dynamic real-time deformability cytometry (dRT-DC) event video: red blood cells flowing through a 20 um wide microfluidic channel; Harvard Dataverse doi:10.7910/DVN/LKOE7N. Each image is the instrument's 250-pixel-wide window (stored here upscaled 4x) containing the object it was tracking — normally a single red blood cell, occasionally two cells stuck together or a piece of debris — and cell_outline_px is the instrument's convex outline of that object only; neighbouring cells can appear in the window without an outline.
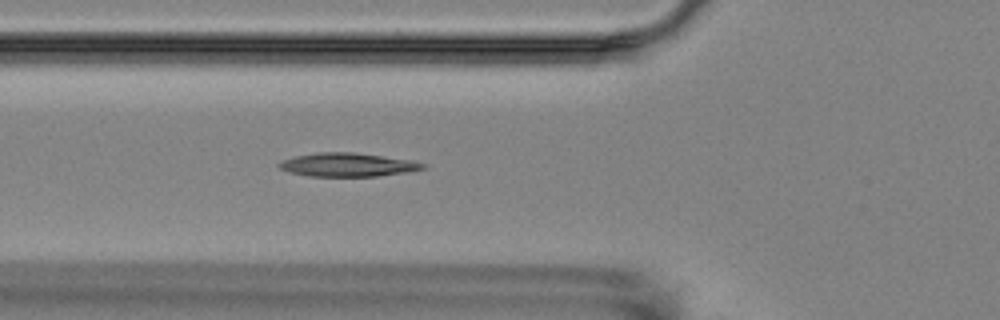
{"species": "Egyptian fruit bat (a non-hibernating species)", "species_latin": "Rousettus aegyptiacus", "temperature_condition": "room temperature", "stored_images_in_passage": 6, "camera_frame_rate_fps": 3000, "um_per_image_px": 0.085, "animal": {"sex": "female"}, "frame": {"image": 1, "passage_image": 6, "time_ms": 5.667, "image_size_px": [1000, 320], "cell_outline_px": [[428, 168], [408, 172], [376, 176], [308, 176], [288, 172], [280, 168], [276, 164], [284, 160], [296, 156], [320, 152], [352, 152], [412, 160], [428, 164]], "centroid_in_image_um": [29.6, 14.01], "position_along_channel_um": 96.2, "area_um2": 19.77}}